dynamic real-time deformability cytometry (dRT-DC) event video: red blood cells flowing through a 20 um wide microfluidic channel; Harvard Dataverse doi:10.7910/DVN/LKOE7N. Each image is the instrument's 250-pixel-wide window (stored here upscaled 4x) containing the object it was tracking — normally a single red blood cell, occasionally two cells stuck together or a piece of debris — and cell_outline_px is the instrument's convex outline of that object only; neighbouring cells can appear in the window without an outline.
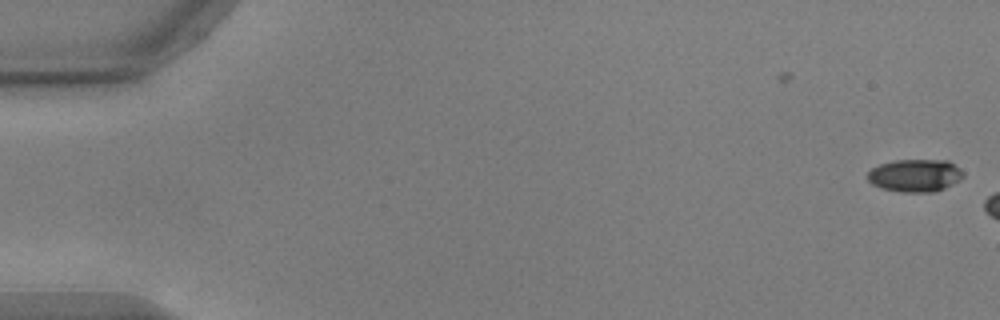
{"species": "common noctule bat (a hibernating species)", "species_latin": "Nyctalus noctula", "temperature_condition": "warm", "stored_images_in_passage": 40, "camera_frame_rate_fps": 3000, "um_per_image_px": 0.085, "animal": {"sex": "male", "body_mass_g": 17.9, "forearm_length_mm": 54.2}, "frame": {"image": 1, "passage_image": 1, "time_ms": 0.0, "image_size_px": [1000, 320], "cell_outline_px": [[964, 176], [960, 180], [936, 192], [904, 192], [880, 188], [872, 184], [868, 180], [868, 172], [872, 168], [880, 164], [896, 160], [948, 160], [964, 172]], "centroid_in_image_um": [77.79, 14.92], "position_along_channel_um": 7.2, "area_um2": 18.21}}
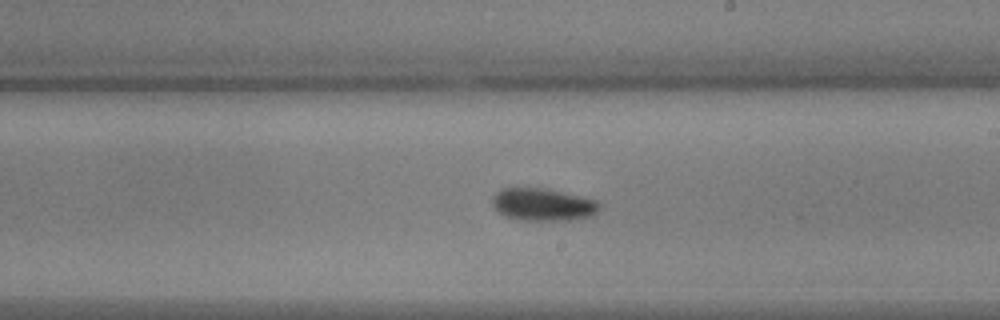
{"frame": {"image": 2, "passage_image": 18, "time_ms": 5.667, "image_size_px": [1000, 320], "cell_outline_px": [[600, 208], [592, 216], [568, 220], [520, 220], [504, 216], [492, 204], [492, 196], [500, 188], [544, 188], [564, 192], [596, 200], [600, 204]], "centroid_in_image_um": [46.13, 17.38], "position_along_channel_um": 242.9, "area_um2": 20.29}}
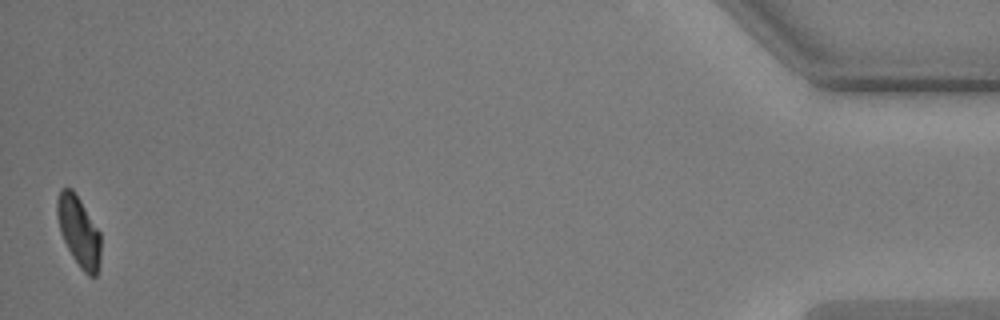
{"frame": {"image": 3, "passage_image": 40, "time_ms": 13.0, "image_size_px": [1000, 320], "cell_outline_px": [[100, 260], [96, 276], [88, 276], [80, 268], [72, 256], [60, 232], [56, 216], [56, 200], [60, 188], [72, 188], [80, 200], [100, 232]], "centroid_in_image_um": [6.67, 19.65], "position_along_channel_um": 428.5, "area_um2": 17.86}, "authors_computed_cell_mechanics": {"area_um2": 19.2185, "velocity_mm_per_s": 3.725, "shape_relaxation_time_tau1_ms": 5.5768, "shape_relaxation_time_tau2_ms": 10.6227, "deformation_change_tau1": 0.1407, "deformation_change_tau2": 0.1372}}